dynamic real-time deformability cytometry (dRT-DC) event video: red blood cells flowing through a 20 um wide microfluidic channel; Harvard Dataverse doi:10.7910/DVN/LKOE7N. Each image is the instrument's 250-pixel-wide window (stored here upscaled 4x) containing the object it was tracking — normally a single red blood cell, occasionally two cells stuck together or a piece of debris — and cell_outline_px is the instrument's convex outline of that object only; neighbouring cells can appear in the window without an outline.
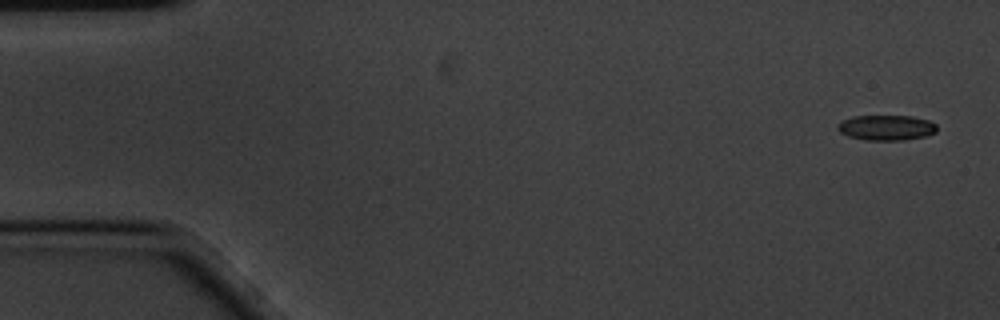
{"species": "common noctule bat (a hibernating species)", "species_latin": "Nyctalus noctula", "temperature_condition": "cold", "stored_images_in_passage": 5, "camera_frame_rate_fps": 3000, "um_per_image_px": 0.085, "animal": {"sex": "male", "body_mass_g": 20.1, "forearm_length_mm": 53.5}, "frame": {"image": 1, "passage_image": 1, "time_ms": 0.0, "image_size_px": [1000, 320], "cell_outline_px": [[936, 132], [924, 136], [904, 140], [868, 140], [848, 136], [840, 132], [836, 128], [836, 124], [840, 120], [852, 116], [912, 116], [928, 120], [936, 124]], "centroid_in_image_um": [75.29, 10.84], "position_along_channel_um": 9.7, "area_um2": 14.68}}
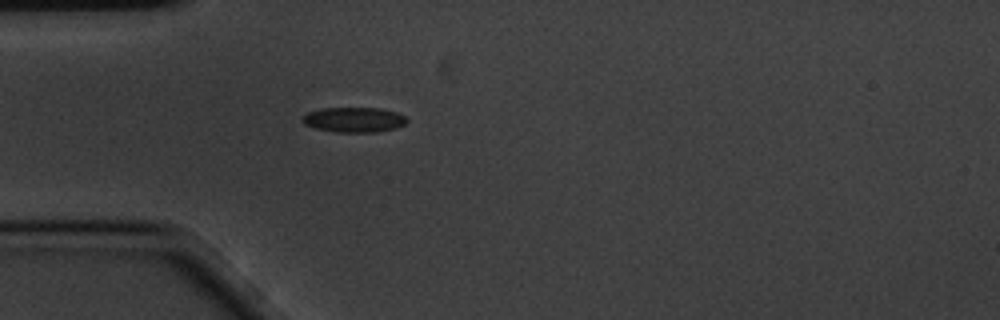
{"frame": {"image": 2, "passage_image": 5, "time_ms": 1.333, "image_size_px": [1000, 320], "cell_outline_px": [[408, 120], [404, 124], [396, 128], [376, 132], [336, 132], [316, 128], [304, 124], [300, 120], [300, 116], [308, 112], [320, 108], [380, 108], [396, 112], [404, 116]], "centroid_in_image_um": [30.04, 10.17], "position_along_channel_um": 55.0, "area_um2": 15.32}}